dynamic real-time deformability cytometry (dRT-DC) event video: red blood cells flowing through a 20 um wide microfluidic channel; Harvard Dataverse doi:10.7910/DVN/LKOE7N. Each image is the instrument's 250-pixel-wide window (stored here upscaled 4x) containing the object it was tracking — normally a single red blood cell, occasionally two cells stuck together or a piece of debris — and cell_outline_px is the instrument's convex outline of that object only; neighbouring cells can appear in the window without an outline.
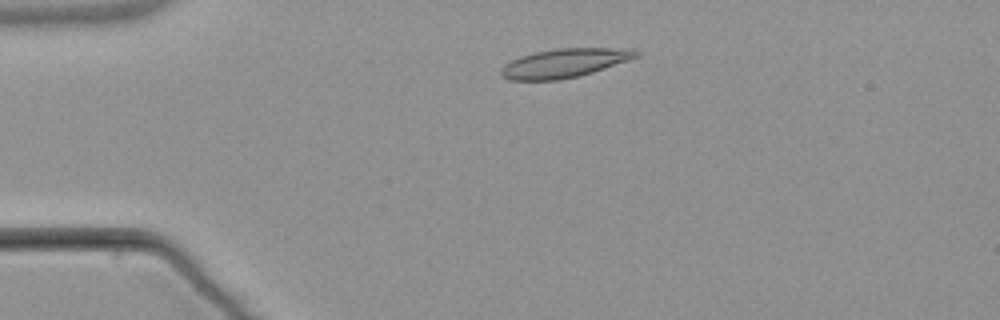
{"species": "common noctule bat (a hibernating species)", "species_latin": "Nyctalus noctula", "temperature_condition": "warm", "stored_images_in_passage": 3, "camera_frame_rate_fps": 3000, "um_per_image_px": 0.085, "animal": {"sex": "male", "body_mass_g": 21.5, "forearm_length_mm": 52.0}, "frame": {"image": 1, "passage_image": 2, "time_ms": 1.333, "image_size_px": [1000, 320], "cell_outline_px": [[640, 56], [580, 76], [556, 80], [508, 80], [500, 76], [500, 68], [504, 64], [520, 56], [536, 52], [556, 48], [632, 48], [640, 52]], "centroid_in_image_um": [47.96, 5.36], "position_along_channel_um": 37.0, "area_um2": 22.83}}